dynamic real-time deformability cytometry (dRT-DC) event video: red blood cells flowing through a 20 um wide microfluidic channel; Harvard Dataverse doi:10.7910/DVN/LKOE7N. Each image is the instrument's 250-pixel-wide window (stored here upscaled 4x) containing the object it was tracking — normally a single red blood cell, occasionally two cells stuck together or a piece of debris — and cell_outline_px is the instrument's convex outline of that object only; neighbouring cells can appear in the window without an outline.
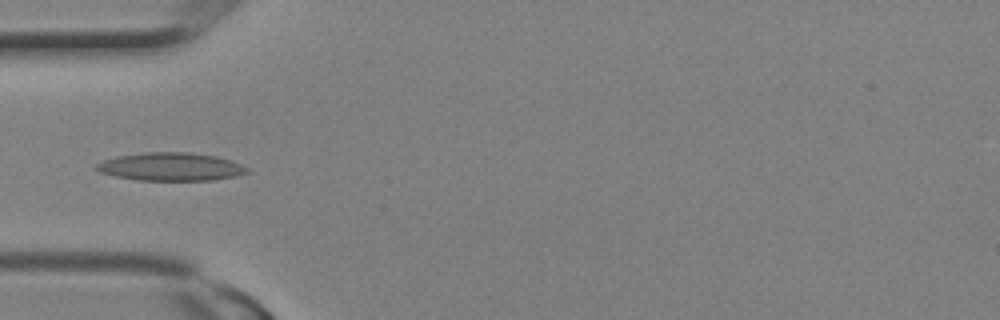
{"species": "Egyptian fruit bat (a non-hibernating species)", "species_latin": "Rousettus aegyptiacus", "temperature_condition": "room temperature", "stored_images_in_passage": 2, "camera_frame_rate_fps": 3000, "um_per_image_px": 0.085, "animal": {"sex": "female"}, "frame": {"image": 1, "passage_image": 2, "time_ms": 0.333, "image_size_px": [1000, 320], "cell_outline_px": [[248, 172], [236, 176], [212, 180], [136, 180], [116, 176], [100, 172], [92, 168], [96, 164], [104, 160], [116, 156], [144, 152], [188, 152], [216, 156], [240, 164], [248, 168]], "centroid_in_image_um": [14.47, 14.17], "position_along_channel_um": 70.5, "area_um2": 24.62}}